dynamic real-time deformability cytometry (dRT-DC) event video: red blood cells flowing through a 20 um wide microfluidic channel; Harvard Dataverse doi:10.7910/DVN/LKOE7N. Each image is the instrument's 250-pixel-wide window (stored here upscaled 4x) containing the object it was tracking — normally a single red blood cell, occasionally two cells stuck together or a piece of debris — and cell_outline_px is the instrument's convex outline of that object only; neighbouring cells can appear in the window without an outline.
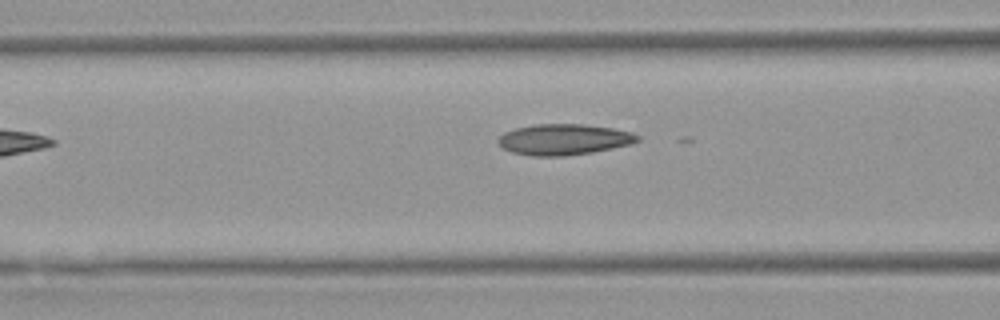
{"species": "Egyptian fruit bat (a non-hibernating species)", "species_latin": "Rousettus aegyptiacus", "temperature_condition": "warm", "stored_images_in_passage": 4, "camera_frame_rate_fps": 3000, "um_per_image_px": 0.085, "animal": {"sex": "female"}, "frame": {"image": 1, "passage_image": 3, "time_ms": 3.0, "image_size_px": [1000, 320], "cell_outline_px": [[640, 140], [632, 144], [592, 152], [564, 156], [532, 156], [512, 152], [504, 148], [496, 140], [504, 132], [516, 128], [536, 124], [584, 124], [612, 128], [632, 132], [640, 136]], "centroid_in_image_um": [47.95, 11.85], "position_along_channel_um": 118.7, "area_um2": 25.09}}